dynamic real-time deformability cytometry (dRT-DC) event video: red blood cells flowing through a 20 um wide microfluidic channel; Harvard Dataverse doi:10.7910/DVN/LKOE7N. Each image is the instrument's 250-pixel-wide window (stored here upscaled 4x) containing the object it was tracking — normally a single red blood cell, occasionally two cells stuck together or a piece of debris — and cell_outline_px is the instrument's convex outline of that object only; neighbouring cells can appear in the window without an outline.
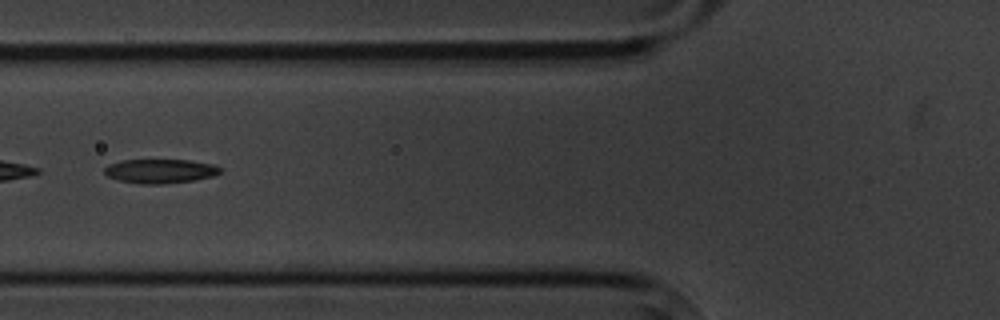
{"species": "common noctule bat (a hibernating species)", "species_latin": "Nyctalus noctula", "temperature_condition": "cold", "stored_images_in_passage": 10, "camera_frame_rate_fps": 3000, "um_per_image_px": 0.085, "animal": {"sex": "male", "body_mass_g": 20.1, "forearm_length_mm": 53.5}, "frame": {"image": 1, "passage_image": 7, "time_ms": 6.667, "image_size_px": [1000, 320], "cell_outline_px": [[220, 172], [212, 176], [192, 180], [160, 184], [140, 184], [116, 180], [108, 176], [104, 172], [104, 168], [108, 164], [124, 160], [188, 160], [212, 164], [220, 168]], "centroid_in_image_um": [13.55, 14.54], "position_along_channel_um": 112.2, "area_um2": 16.13}}
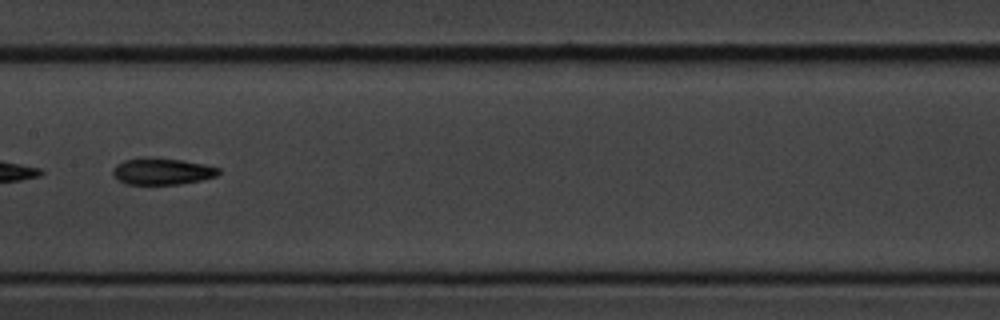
{"frame": {"image": 2, "passage_image": 9, "time_ms": 9.0, "image_size_px": [1000, 320], "cell_outline_px": [[220, 172], [216, 176], [200, 180], [180, 184], [124, 184], [116, 180], [112, 172], [112, 168], [116, 164], [124, 160], [144, 156], [156, 156], [204, 164], [220, 168]], "centroid_in_image_um": [13.71, 14.54], "position_along_channel_um": 193.7, "area_um2": 16.76}}
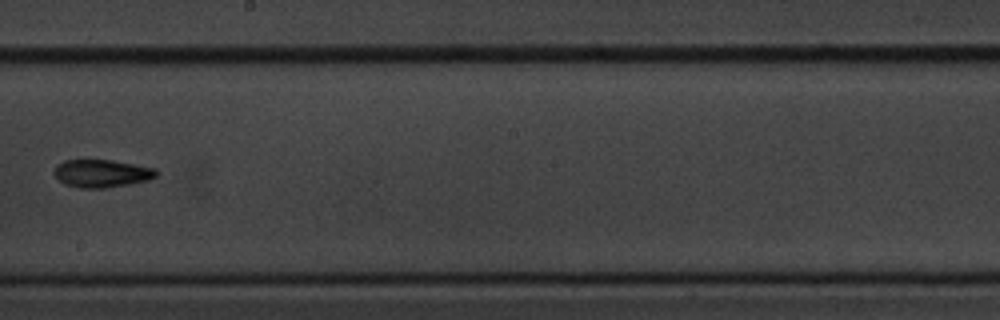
{"frame": {"image": 3, "passage_image": 10, "time_ms": 10.333, "image_size_px": [1000, 320], "cell_outline_px": [[156, 176], [148, 180], [132, 184], [108, 188], [80, 188], [64, 184], [52, 172], [52, 168], [56, 164], [64, 160], [112, 160], [156, 168]], "centroid_in_image_um": [8.61, 14.74], "position_along_channel_um": 239.6, "area_um2": 16.76}}